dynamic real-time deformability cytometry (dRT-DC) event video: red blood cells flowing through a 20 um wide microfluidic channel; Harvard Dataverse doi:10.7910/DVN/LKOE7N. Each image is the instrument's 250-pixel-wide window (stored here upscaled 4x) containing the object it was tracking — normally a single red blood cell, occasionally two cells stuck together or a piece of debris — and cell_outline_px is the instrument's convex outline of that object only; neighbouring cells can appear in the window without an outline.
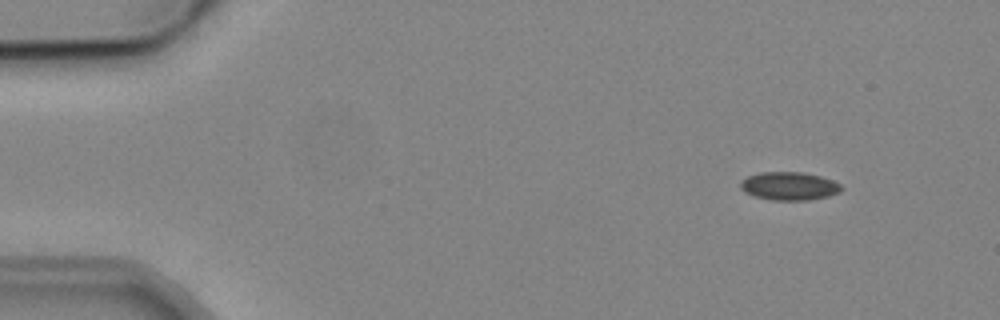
{"species": "common noctule bat (a hibernating species)", "species_latin": "Nyctalus noctula", "temperature_condition": "cold", "stored_images_in_passage": 5, "camera_frame_rate_fps": 3000, "um_per_image_px": 0.085, "animal": {"sex": "male", "body_mass_g": 19.2, "forearm_length_mm": 51.8}, "frame": {"image": 1, "passage_image": 1, "time_ms": 0.0, "image_size_px": [1000, 320], "cell_outline_px": [[844, 188], [840, 192], [828, 196], [808, 200], [772, 200], [752, 196], [744, 192], [740, 188], [740, 180], [748, 176], [760, 172], [804, 172], [820, 176], [832, 180], [840, 184]], "centroid_in_image_um": [67.06, 15.81], "position_along_channel_um": 17.9, "area_um2": 16.76}}